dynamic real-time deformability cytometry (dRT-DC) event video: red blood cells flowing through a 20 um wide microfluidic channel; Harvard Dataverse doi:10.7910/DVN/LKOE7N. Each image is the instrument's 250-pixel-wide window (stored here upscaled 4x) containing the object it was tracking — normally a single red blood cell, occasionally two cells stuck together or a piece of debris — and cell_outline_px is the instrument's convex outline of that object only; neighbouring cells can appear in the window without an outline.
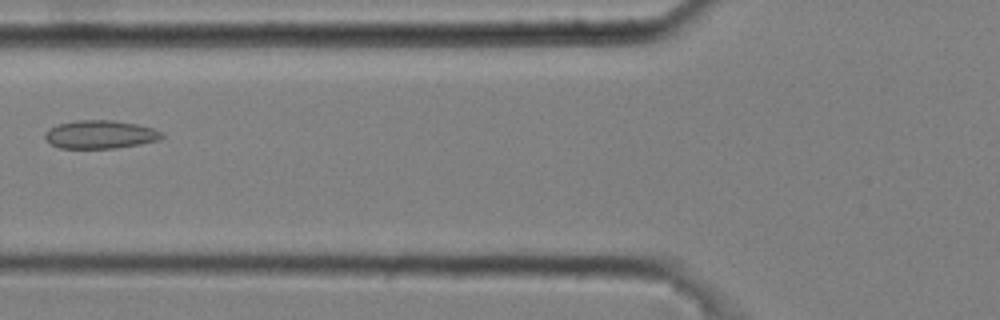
{"species": "common noctule bat (a hibernating species)", "species_latin": "Nyctalus noctula", "temperature_condition": "cold", "stored_images_in_passage": 4, "camera_frame_rate_fps": 3000, "um_per_image_px": 0.085, "animal": {"sex": "male", "body_mass_g": 20.4}, "frame": {"image": 1, "passage_image": 4, "time_ms": 1.0, "image_size_px": [1000, 320], "cell_outline_px": [[164, 136], [160, 140], [140, 144], [116, 148], [60, 148], [44, 140], [44, 132], [48, 128], [56, 124], [76, 120], [112, 120], [136, 124], [152, 128], [160, 132]], "centroid_in_image_um": [8.46, 11.43], "position_along_channel_um": 117.3, "area_um2": 19.36}}